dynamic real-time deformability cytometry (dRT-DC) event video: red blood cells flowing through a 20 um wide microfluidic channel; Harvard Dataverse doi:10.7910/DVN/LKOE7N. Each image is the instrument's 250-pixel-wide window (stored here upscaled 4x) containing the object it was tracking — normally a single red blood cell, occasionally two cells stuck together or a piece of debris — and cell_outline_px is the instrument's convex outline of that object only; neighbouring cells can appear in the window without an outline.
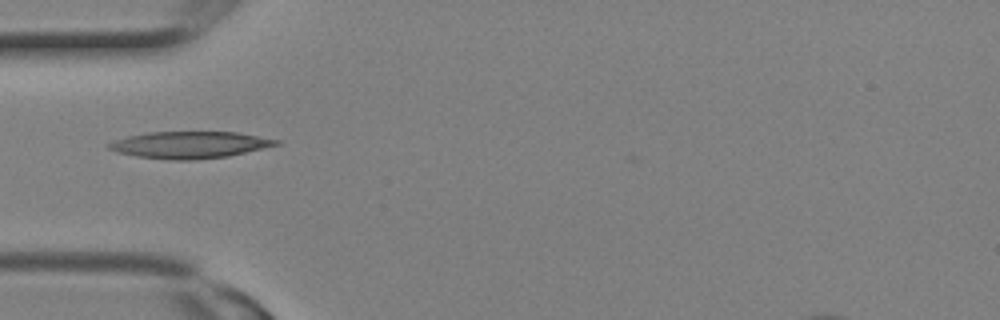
{"species": "Egyptian fruit bat (a non-hibernating species)", "species_latin": "Rousettus aegyptiacus", "temperature_condition": "room temperature", "stored_images_in_passage": 2, "camera_frame_rate_fps": 3000, "um_per_image_px": 0.085, "animal": {"sex": "female"}, "frame": {"image": 1, "passage_image": 1, "time_ms": 0.0, "image_size_px": [1000, 320], "cell_outline_px": [[280, 144], [264, 148], [228, 156], [196, 160], [168, 160], [136, 156], [116, 152], [108, 148], [108, 144], [116, 140], [128, 136], [148, 132], [236, 132], [280, 140]], "centroid_in_image_um": [16.13, 12.32], "position_along_channel_um": 68.9, "area_um2": 26.07}}